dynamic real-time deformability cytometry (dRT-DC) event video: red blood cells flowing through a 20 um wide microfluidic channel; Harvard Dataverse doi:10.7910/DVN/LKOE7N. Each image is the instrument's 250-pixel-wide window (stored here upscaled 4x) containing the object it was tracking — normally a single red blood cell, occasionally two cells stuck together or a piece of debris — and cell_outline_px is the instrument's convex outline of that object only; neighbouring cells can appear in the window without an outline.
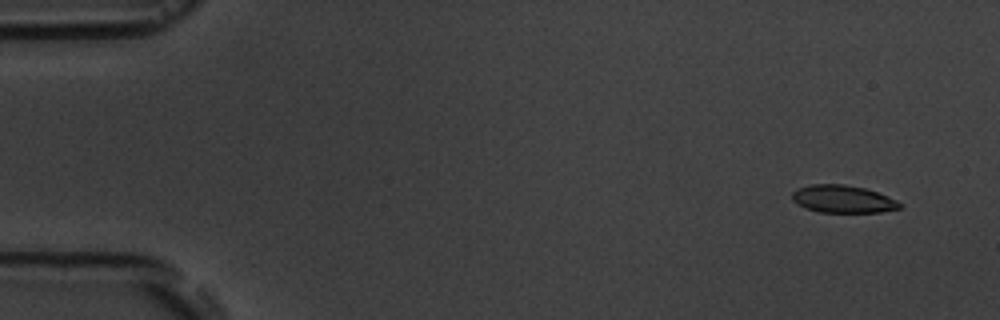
{"species": "common noctule bat (a hibernating species)", "species_latin": "Nyctalus noctula", "temperature_condition": "room temperature", "stored_images_in_passage": 4, "camera_frame_rate_fps": 3000, "um_per_image_px": 0.085, "animal": {"sex": "male", "body_mass_g": 19.5, "forearm_length_mm": 54.6}, "frame": {"image": 1, "passage_image": 1, "time_ms": 0.0, "image_size_px": [1000, 320], "cell_outline_px": [[900, 208], [880, 212], [820, 212], [804, 208], [792, 200], [792, 192], [800, 188], [812, 184], [844, 184], [864, 188], [888, 196], [896, 200], [900, 204]], "centroid_in_image_um": [71.62, 16.92], "position_along_channel_um": 13.4, "area_um2": 17.11}}
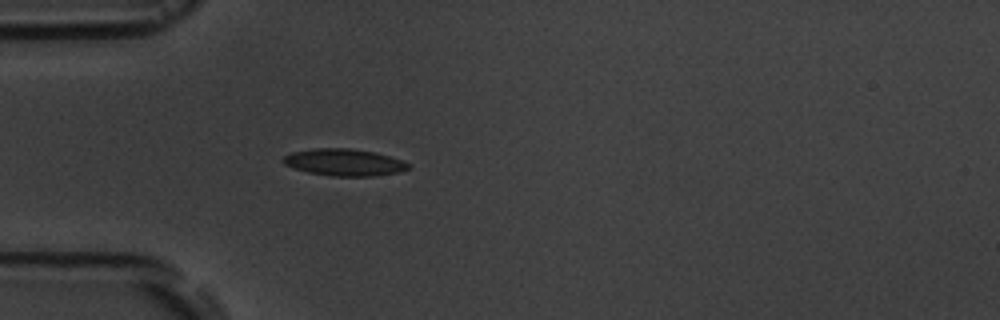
{"frame": {"image": 2, "passage_image": 4, "time_ms": 4.333, "image_size_px": [1000, 320], "cell_outline_px": [[412, 164], [408, 168], [400, 172], [372, 176], [332, 176], [308, 172], [284, 164], [280, 160], [284, 156], [292, 152], [312, 148], [348, 148], [376, 152]], "centroid_in_image_um": [29.24, 13.79], "position_along_channel_um": 55.8, "area_um2": 19.59}}